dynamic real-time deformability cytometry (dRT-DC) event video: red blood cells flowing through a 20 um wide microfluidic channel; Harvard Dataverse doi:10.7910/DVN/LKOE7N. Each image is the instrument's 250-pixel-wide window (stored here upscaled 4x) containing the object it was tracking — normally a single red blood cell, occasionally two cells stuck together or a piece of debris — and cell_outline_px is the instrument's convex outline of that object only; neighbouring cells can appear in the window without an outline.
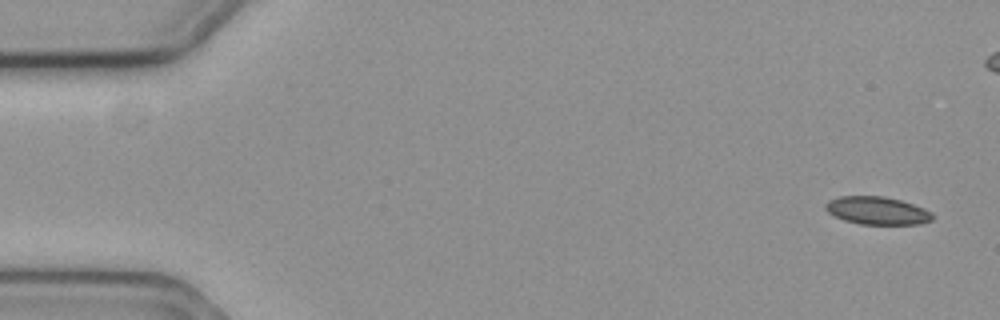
{"species": "common noctule bat (a hibernating species)", "species_latin": "Nyctalus noctula", "temperature_condition": "cold", "stored_images_in_passage": 16, "camera_frame_rate_fps": 3000, "um_per_image_px": 0.085, "animal": {"sex": "female", "body_mass_g": 19.3, "forearm_length_mm": 54.1}, "frame": {"image": 1, "passage_image": 1, "time_ms": 0.0, "image_size_px": [1000, 320], "cell_outline_px": [[932, 220], [920, 224], [860, 224], [844, 220], [828, 212], [824, 208], [824, 204], [828, 200], [840, 196], [884, 196], [900, 200], [924, 208], [932, 212]], "centroid_in_image_um": [74.54, 17.89], "position_along_channel_um": 10.5, "area_um2": 17.34}}
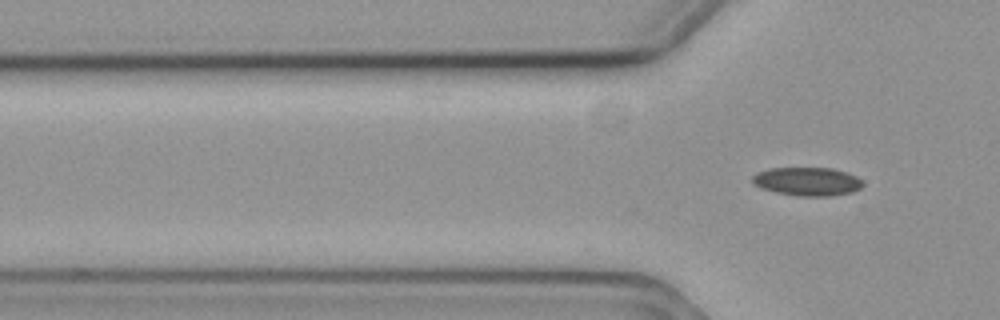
{"frame": {"image": 2, "passage_image": 16, "time_ms": 5.0, "image_size_px": [1000, 320], "cell_outline_px": [[864, 184], [860, 188], [852, 192], [828, 196], [796, 196], [776, 192], [760, 188], [752, 184], [752, 176], [756, 172], [768, 168], [832, 168], [856, 176]], "centroid_in_image_um": [68.56, 15.42], "position_along_channel_um": 57.2, "area_um2": 18.38}}